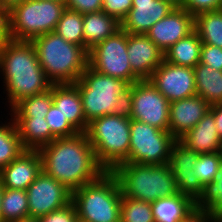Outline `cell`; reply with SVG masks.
<instances>
[{"label": "cell", "mask_w": 222, "mask_h": 222, "mask_svg": "<svg viewBox=\"0 0 222 222\" xmlns=\"http://www.w3.org/2000/svg\"><path fill=\"white\" fill-rule=\"evenodd\" d=\"M42 171L74 191L106 172L96 161L85 132L59 137L38 150Z\"/></svg>", "instance_id": "obj_1"}, {"label": "cell", "mask_w": 222, "mask_h": 222, "mask_svg": "<svg viewBox=\"0 0 222 222\" xmlns=\"http://www.w3.org/2000/svg\"><path fill=\"white\" fill-rule=\"evenodd\" d=\"M0 74L10 110L22 99L49 90L52 83L39 64L31 41L6 38L0 49Z\"/></svg>", "instance_id": "obj_2"}, {"label": "cell", "mask_w": 222, "mask_h": 222, "mask_svg": "<svg viewBox=\"0 0 222 222\" xmlns=\"http://www.w3.org/2000/svg\"><path fill=\"white\" fill-rule=\"evenodd\" d=\"M41 68L52 84H74L88 67V51L55 32L31 40Z\"/></svg>", "instance_id": "obj_3"}, {"label": "cell", "mask_w": 222, "mask_h": 222, "mask_svg": "<svg viewBox=\"0 0 222 222\" xmlns=\"http://www.w3.org/2000/svg\"><path fill=\"white\" fill-rule=\"evenodd\" d=\"M82 99L86 122L127 111L131 83L102 74L89 65L74 83Z\"/></svg>", "instance_id": "obj_4"}, {"label": "cell", "mask_w": 222, "mask_h": 222, "mask_svg": "<svg viewBox=\"0 0 222 222\" xmlns=\"http://www.w3.org/2000/svg\"><path fill=\"white\" fill-rule=\"evenodd\" d=\"M111 173L117 178L124 197L152 203L178 193L169 164L121 163Z\"/></svg>", "instance_id": "obj_5"}, {"label": "cell", "mask_w": 222, "mask_h": 222, "mask_svg": "<svg viewBox=\"0 0 222 222\" xmlns=\"http://www.w3.org/2000/svg\"><path fill=\"white\" fill-rule=\"evenodd\" d=\"M87 138L98 164L111 172L121 163H128L130 118L127 111L105 115L88 123Z\"/></svg>", "instance_id": "obj_6"}, {"label": "cell", "mask_w": 222, "mask_h": 222, "mask_svg": "<svg viewBox=\"0 0 222 222\" xmlns=\"http://www.w3.org/2000/svg\"><path fill=\"white\" fill-rule=\"evenodd\" d=\"M122 193L117 178L104 172L96 181L72 191L78 219L85 222H120Z\"/></svg>", "instance_id": "obj_7"}, {"label": "cell", "mask_w": 222, "mask_h": 222, "mask_svg": "<svg viewBox=\"0 0 222 222\" xmlns=\"http://www.w3.org/2000/svg\"><path fill=\"white\" fill-rule=\"evenodd\" d=\"M65 9V2L57 0H25L5 15L6 38L31 41L54 32Z\"/></svg>", "instance_id": "obj_8"}, {"label": "cell", "mask_w": 222, "mask_h": 222, "mask_svg": "<svg viewBox=\"0 0 222 222\" xmlns=\"http://www.w3.org/2000/svg\"><path fill=\"white\" fill-rule=\"evenodd\" d=\"M175 141L169 131L130 119L128 162L148 165L168 164Z\"/></svg>", "instance_id": "obj_9"}, {"label": "cell", "mask_w": 222, "mask_h": 222, "mask_svg": "<svg viewBox=\"0 0 222 222\" xmlns=\"http://www.w3.org/2000/svg\"><path fill=\"white\" fill-rule=\"evenodd\" d=\"M88 56V65L102 74L131 84L140 80L132 72L127 54V33L122 28L94 45Z\"/></svg>", "instance_id": "obj_10"}, {"label": "cell", "mask_w": 222, "mask_h": 222, "mask_svg": "<svg viewBox=\"0 0 222 222\" xmlns=\"http://www.w3.org/2000/svg\"><path fill=\"white\" fill-rule=\"evenodd\" d=\"M170 102L149 80H139L131 85L127 99L130 119L169 131Z\"/></svg>", "instance_id": "obj_11"}, {"label": "cell", "mask_w": 222, "mask_h": 222, "mask_svg": "<svg viewBox=\"0 0 222 222\" xmlns=\"http://www.w3.org/2000/svg\"><path fill=\"white\" fill-rule=\"evenodd\" d=\"M29 217L39 218L59 210L72 200V191L43 171L26 190Z\"/></svg>", "instance_id": "obj_12"}, {"label": "cell", "mask_w": 222, "mask_h": 222, "mask_svg": "<svg viewBox=\"0 0 222 222\" xmlns=\"http://www.w3.org/2000/svg\"><path fill=\"white\" fill-rule=\"evenodd\" d=\"M171 103L197 95L194 68L177 66L165 60L148 79Z\"/></svg>", "instance_id": "obj_13"}, {"label": "cell", "mask_w": 222, "mask_h": 222, "mask_svg": "<svg viewBox=\"0 0 222 222\" xmlns=\"http://www.w3.org/2000/svg\"><path fill=\"white\" fill-rule=\"evenodd\" d=\"M199 153L186 147L176 140L171 149L169 166L176 180L178 193L187 195L194 202L202 194L203 186L194 174V164Z\"/></svg>", "instance_id": "obj_14"}, {"label": "cell", "mask_w": 222, "mask_h": 222, "mask_svg": "<svg viewBox=\"0 0 222 222\" xmlns=\"http://www.w3.org/2000/svg\"><path fill=\"white\" fill-rule=\"evenodd\" d=\"M193 31L194 16L183 8H174L167 16L157 21L146 35L165 53Z\"/></svg>", "instance_id": "obj_15"}, {"label": "cell", "mask_w": 222, "mask_h": 222, "mask_svg": "<svg viewBox=\"0 0 222 222\" xmlns=\"http://www.w3.org/2000/svg\"><path fill=\"white\" fill-rule=\"evenodd\" d=\"M127 54L132 72L140 80H148L164 61V53L146 34L127 33Z\"/></svg>", "instance_id": "obj_16"}, {"label": "cell", "mask_w": 222, "mask_h": 222, "mask_svg": "<svg viewBox=\"0 0 222 222\" xmlns=\"http://www.w3.org/2000/svg\"><path fill=\"white\" fill-rule=\"evenodd\" d=\"M41 172L42 159L38 150H25L0 169V183L3 188L27 190Z\"/></svg>", "instance_id": "obj_17"}, {"label": "cell", "mask_w": 222, "mask_h": 222, "mask_svg": "<svg viewBox=\"0 0 222 222\" xmlns=\"http://www.w3.org/2000/svg\"><path fill=\"white\" fill-rule=\"evenodd\" d=\"M174 8L164 0H132V8L121 21V28L128 34H146Z\"/></svg>", "instance_id": "obj_18"}, {"label": "cell", "mask_w": 222, "mask_h": 222, "mask_svg": "<svg viewBox=\"0 0 222 222\" xmlns=\"http://www.w3.org/2000/svg\"><path fill=\"white\" fill-rule=\"evenodd\" d=\"M210 105L198 95L173 101L169 106V132L179 140L209 111Z\"/></svg>", "instance_id": "obj_19"}, {"label": "cell", "mask_w": 222, "mask_h": 222, "mask_svg": "<svg viewBox=\"0 0 222 222\" xmlns=\"http://www.w3.org/2000/svg\"><path fill=\"white\" fill-rule=\"evenodd\" d=\"M53 104L78 132H86L88 123L75 84H53Z\"/></svg>", "instance_id": "obj_20"}, {"label": "cell", "mask_w": 222, "mask_h": 222, "mask_svg": "<svg viewBox=\"0 0 222 222\" xmlns=\"http://www.w3.org/2000/svg\"><path fill=\"white\" fill-rule=\"evenodd\" d=\"M179 141L199 154L222 151V139L218 135L214 116L210 110Z\"/></svg>", "instance_id": "obj_21"}, {"label": "cell", "mask_w": 222, "mask_h": 222, "mask_svg": "<svg viewBox=\"0 0 222 222\" xmlns=\"http://www.w3.org/2000/svg\"><path fill=\"white\" fill-rule=\"evenodd\" d=\"M25 150H39L57 137L51 132L45 118L12 117Z\"/></svg>", "instance_id": "obj_22"}, {"label": "cell", "mask_w": 222, "mask_h": 222, "mask_svg": "<svg viewBox=\"0 0 222 222\" xmlns=\"http://www.w3.org/2000/svg\"><path fill=\"white\" fill-rule=\"evenodd\" d=\"M121 28V23L103 10L83 15L84 48L89 50Z\"/></svg>", "instance_id": "obj_23"}, {"label": "cell", "mask_w": 222, "mask_h": 222, "mask_svg": "<svg viewBox=\"0 0 222 222\" xmlns=\"http://www.w3.org/2000/svg\"><path fill=\"white\" fill-rule=\"evenodd\" d=\"M154 222H179L195 208V202L187 195L160 198L151 203Z\"/></svg>", "instance_id": "obj_24"}, {"label": "cell", "mask_w": 222, "mask_h": 222, "mask_svg": "<svg viewBox=\"0 0 222 222\" xmlns=\"http://www.w3.org/2000/svg\"><path fill=\"white\" fill-rule=\"evenodd\" d=\"M202 41L194 30L180 39L165 53L164 60L170 64L194 68L200 63Z\"/></svg>", "instance_id": "obj_25"}, {"label": "cell", "mask_w": 222, "mask_h": 222, "mask_svg": "<svg viewBox=\"0 0 222 222\" xmlns=\"http://www.w3.org/2000/svg\"><path fill=\"white\" fill-rule=\"evenodd\" d=\"M196 93L209 105L222 103V71L198 63L194 67Z\"/></svg>", "instance_id": "obj_26"}, {"label": "cell", "mask_w": 222, "mask_h": 222, "mask_svg": "<svg viewBox=\"0 0 222 222\" xmlns=\"http://www.w3.org/2000/svg\"><path fill=\"white\" fill-rule=\"evenodd\" d=\"M194 30L203 44L222 48V9L196 15Z\"/></svg>", "instance_id": "obj_27"}, {"label": "cell", "mask_w": 222, "mask_h": 222, "mask_svg": "<svg viewBox=\"0 0 222 222\" xmlns=\"http://www.w3.org/2000/svg\"><path fill=\"white\" fill-rule=\"evenodd\" d=\"M195 208L207 211L212 218H222V156L213 182L203 187L202 194L195 201Z\"/></svg>", "instance_id": "obj_28"}, {"label": "cell", "mask_w": 222, "mask_h": 222, "mask_svg": "<svg viewBox=\"0 0 222 222\" xmlns=\"http://www.w3.org/2000/svg\"><path fill=\"white\" fill-rule=\"evenodd\" d=\"M52 104L53 84L49 90L43 93L22 99L8 111V115L10 117L45 118Z\"/></svg>", "instance_id": "obj_29"}, {"label": "cell", "mask_w": 222, "mask_h": 222, "mask_svg": "<svg viewBox=\"0 0 222 222\" xmlns=\"http://www.w3.org/2000/svg\"><path fill=\"white\" fill-rule=\"evenodd\" d=\"M0 121V169L15 160L23 151L21 139L14 120Z\"/></svg>", "instance_id": "obj_30"}, {"label": "cell", "mask_w": 222, "mask_h": 222, "mask_svg": "<svg viewBox=\"0 0 222 222\" xmlns=\"http://www.w3.org/2000/svg\"><path fill=\"white\" fill-rule=\"evenodd\" d=\"M2 222H13L29 218L26 190L3 188Z\"/></svg>", "instance_id": "obj_31"}, {"label": "cell", "mask_w": 222, "mask_h": 222, "mask_svg": "<svg viewBox=\"0 0 222 222\" xmlns=\"http://www.w3.org/2000/svg\"><path fill=\"white\" fill-rule=\"evenodd\" d=\"M54 32L65 41L84 47L83 15L66 7Z\"/></svg>", "instance_id": "obj_32"}, {"label": "cell", "mask_w": 222, "mask_h": 222, "mask_svg": "<svg viewBox=\"0 0 222 222\" xmlns=\"http://www.w3.org/2000/svg\"><path fill=\"white\" fill-rule=\"evenodd\" d=\"M120 222H154L150 202L122 196Z\"/></svg>", "instance_id": "obj_33"}, {"label": "cell", "mask_w": 222, "mask_h": 222, "mask_svg": "<svg viewBox=\"0 0 222 222\" xmlns=\"http://www.w3.org/2000/svg\"><path fill=\"white\" fill-rule=\"evenodd\" d=\"M222 151L214 153H200L194 164L193 170L199 183L204 187L213 182L215 174L218 172Z\"/></svg>", "instance_id": "obj_34"}, {"label": "cell", "mask_w": 222, "mask_h": 222, "mask_svg": "<svg viewBox=\"0 0 222 222\" xmlns=\"http://www.w3.org/2000/svg\"><path fill=\"white\" fill-rule=\"evenodd\" d=\"M45 120L51 132L57 137H69L78 133L70 122L61 114L59 109L52 104L46 114Z\"/></svg>", "instance_id": "obj_35"}, {"label": "cell", "mask_w": 222, "mask_h": 222, "mask_svg": "<svg viewBox=\"0 0 222 222\" xmlns=\"http://www.w3.org/2000/svg\"><path fill=\"white\" fill-rule=\"evenodd\" d=\"M200 63L222 71V48L202 43Z\"/></svg>", "instance_id": "obj_36"}, {"label": "cell", "mask_w": 222, "mask_h": 222, "mask_svg": "<svg viewBox=\"0 0 222 222\" xmlns=\"http://www.w3.org/2000/svg\"><path fill=\"white\" fill-rule=\"evenodd\" d=\"M194 17L203 12L222 9V0H185L182 7Z\"/></svg>", "instance_id": "obj_37"}, {"label": "cell", "mask_w": 222, "mask_h": 222, "mask_svg": "<svg viewBox=\"0 0 222 222\" xmlns=\"http://www.w3.org/2000/svg\"><path fill=\"white\" fill-rule=\"evenodd\" d=\"M78 216L74 204L71 202L65 207L38 218V222H77Z\"/></svg>", "instance_id": "obj_38"}, {"label": "cell", "mask_w": 222, "mask_h": 222, "mask_svg": "<svg viewBox=\"0 0 222 222\" xmlns=\"http://www.w3.org/2000/svg\"><path fill=\"white\" fill-rule=\"evenodd\" d=\"M132 8V0H103L102 10L120 23Z\"/></svg>", "instance_id": "obj_39"}, {"label": "cell", "mask_w": 222, "mask_h": 222, "mask_svg": "<svg viewBox=\"0 0 222 222\" xmlns=\"http://www.w3.org/2000/svg\"><path fill=\"white\" fill-rule=\"evenodd\" d=\"M68 9L79 12L81 15L102 10L103 0H65Z\"/></svg>", "instance_id": "obj_40"}, {"label": "cell", "mask_w": 222, "mask_h": 222, "mask_svg": "<svg viewBox=\"0 0 222 222\" xmlns=\"http://www.w3.org/2000/svg\"><path fill=\"white\" fill-rule=\"evenodd\" d=\"M213 220L207 211L194 208L179 222H213Z\"/></svg>", "instance_id": "obj_41"}, {"label": "cell", "mask_w": 222, "mask_h": 222, "mask_svg": "<svg viewBox=\"0 0 222 222\" xmlns=\"http://www.w3.org/2000/svg\"><path fill=\"white\" fill-rule=\"evenodd\" d=\"M209 110L213 113L215 127L217 129L218 135L222 139V103L210 105Z\"/></svg>", "instance_id": "obj_42"}, {"label": "cell", "mask_w": 222, "mask_h": 222, "mask_svg": "<svg viewBox=\"0 0 222 222\" xmlns=\"http://www.w3.org/2000/svg\"><path fill=\"white\" fill-rule=\"evenodd\" d=\"M25 0H0V11L5 16L8 14L13 8L21 4Z\"/></svg>", "instance_id": "obj_43"}, {"label": "cell", "mask_w": 222, "mask_h": 222, "mask_svg": "<svg viewBox=\"0 0 222 222\" xmlns=\"http://www.w3.org/2000/svg\"><path fill=\"white\" fill-rule=\"evenodd\" d=\"M6 39V25L5 20H0V49L3 41Z\"/></svg>", "instance_id": "obj_44"}, {"label": "cell", "mask_w": 222, "mask_h": 222, "mask_svg": "<svg viewBox=\"0 0 222 222\" xmlns=\"http://www.w3.org/2000/svg\"><path fill=\"white\" fill-rule=\"evenodd\" d=\"M169 2L175 8H182L185 0H164Z\"/></svg>", "instance_id": "obj_45"}, {"label": "cell", "mask_w": 222, "mask_h": 222, "mask_svg": "<svg viewBox=\"0 0 222 222\" xmlns=\"http://www.w3.org/2000/svg\"><path fill=\"white\" fill-rule=\"evenodd\" d=\"M2 195H3V187L0 183V222H2Z\"/></svg>", "instance_id": "obj_46"}, {"label": "cell", "mask_w": 222, "mask_h": 222, "mask_svg": "<svg viewBox=\"0 0 222 222\" xmlns=\"http://www.w3.org/2000/svg\"><path fill=\"white\" fill-rule=\"evenodd\" d=\"M13 222H38V218H26V219H20L17 221H13Z\"/></svg>", "instance_id": "obj_47"}, {"label": "cell", "mask_w": 222, "mask_h": 222, "mask_svg": "<svg viewBox=\"0 0 222 222\" xmlns=\"http://www.w3.org/2000/svg\"><path fill=\"white\" fill-rule=\"evenodd\" d=\"M213 222H222V218H214Z\"/></svg>", "instance_id": "obj_48"}, {"label": "cell", "mask_w": 222, "mask_h": 222, "mask_svg": "<svg viewBox=\"0 0 222 222\" xmlns=\"http://www.w3.org/2000/svg\"><path fill=\"white\" fill-rule=\"evenodd\" d=\"M0 20H5V16L3 15L1 11H0Z\"/></svg>", "instance_id": "obj_49"}]
</instances>
